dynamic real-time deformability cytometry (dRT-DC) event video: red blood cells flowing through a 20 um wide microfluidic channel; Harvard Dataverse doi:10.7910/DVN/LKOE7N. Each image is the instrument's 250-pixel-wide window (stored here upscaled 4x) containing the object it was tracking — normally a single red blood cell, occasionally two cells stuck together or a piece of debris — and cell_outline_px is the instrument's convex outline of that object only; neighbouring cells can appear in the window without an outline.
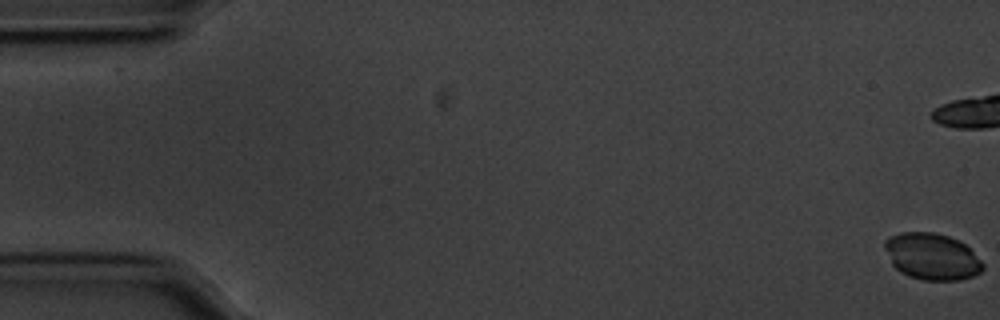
{"species": "common noctule bat (a hibernating species)", "species_latin": "Nyctalus noctula", "temperature_condition": "cold", "stored_images_in_passage": 59, "camera_frame_rate_fps": 3000, "um_per_image_px": 0.085, "animal": {"sex": "male", "body_mass_g": 20.1, "forearm_length_mm": 53.5}, "frame": {"image": 1, "passage_image": 1, "time_ms": 0.0, "image_size_px": [1000, 320], "cell_outline_px": [[984, 268], [980, 272], [972, 276], [960, 280], [924, 280], [908, 276], [900, 272], [892, 264], [884, 248], [884, 240], [888, 236], [900, 232], [932, 232], [948, 236], [964, 244], [984, 264]], "centroid_in_image_um": [79.17, 21.8], "position_along_channel_um": 5.8, "area_um2": 26.53}}